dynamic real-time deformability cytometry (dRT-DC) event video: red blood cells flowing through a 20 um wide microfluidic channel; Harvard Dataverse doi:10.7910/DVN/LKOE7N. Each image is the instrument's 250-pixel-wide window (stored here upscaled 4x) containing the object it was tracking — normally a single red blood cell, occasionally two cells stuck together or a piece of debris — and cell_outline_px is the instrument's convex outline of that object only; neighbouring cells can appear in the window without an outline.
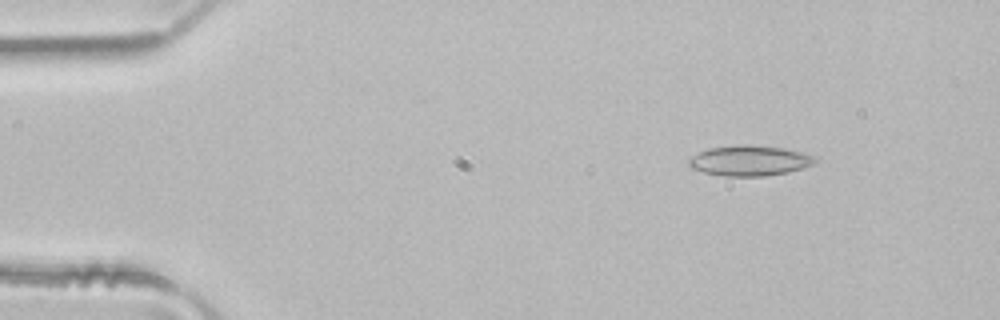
{"species": "common noctule bat (a hibernating species)", "species_latin": "Nyctalus noctula", "temperature_condition": "room temperature", "stored_images_in_passage": 3, "camera_frame_rate_fps": 3000, "um_per_image_px": 0.085, "animal": {"sex": "male", "body_mass_g": 21.5, "forearm_length_mm": 52.0}, "frame": {"image": 1, "passage_image": 2, "time_ms": 0.333, "image_size_px": [1000, 320], "cell_outline_px": [[820, 160], [804, 168], [788, 172], [764, 176], [724, 176], [704, 172], [692, 168], [688, 164], [688, 160], [692, 156], [708, 148], [744, 144], [780, 148], [820, 156]], "centroid_in_image_um": [63.76, 13.66], "position_along_channel_um": 21.2, "area_um2": 22.31}}